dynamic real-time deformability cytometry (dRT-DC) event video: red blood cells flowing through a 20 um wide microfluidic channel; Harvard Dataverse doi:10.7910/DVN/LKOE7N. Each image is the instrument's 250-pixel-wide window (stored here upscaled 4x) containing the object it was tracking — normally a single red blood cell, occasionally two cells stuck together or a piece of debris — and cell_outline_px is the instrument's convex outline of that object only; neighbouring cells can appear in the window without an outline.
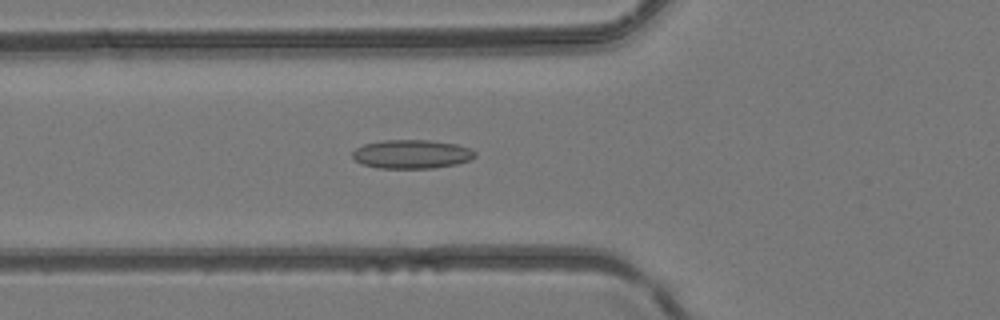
{"species": "common noctule bat (a hibernating species)", "species_latin": "Nyctalus noctula", "temperature_condition": "room temperature", "stored_images_in_passage": 38, "camera_frame_rate_fps": 3000, "um_per_image_px": 0.085, "animal": {"sex": "female", "body_mass_g": 24.6, "forearm_length_mm": 56.2}, "frame": {"image": 1, "passage_image": 10, "time_ms": 3.0, "image_size_px": [1000, 320], "cell_outline_px": [[476, 156], [472, 160], [456, 164], [432, 168], [376, 168], [364, 164], [356, 160], [352, 156], [352, 152], [356, 148], [364, 144], [384, 140], [428, 140], [456, 144], [468, 148], [476, 152]], "centroid_in_image_um": [35.01, 13.1], "position_along_channel_um": 90.8, "area_um2": 20.52}}
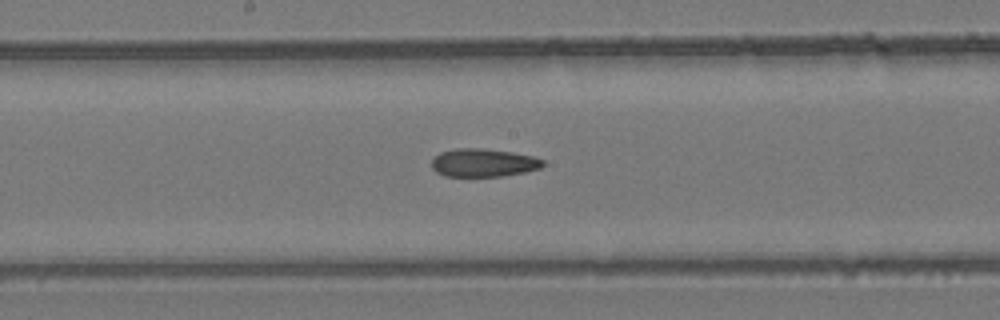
{"frame": {"image": 2, "passage_image": 18, "time_ms": 5.667, "image_size_px": [1000, 320], "cell_outline_px": [[544, 164], [540, 168], [524, 172], [504, 176], [444, 176], [436, 172], [432, 168], [432, 160], [440, 152], [456, 148], [480, 148], [512, 152], [532, 156], [544, 160]], "centroid_in_image_um": [41.08, 13.83], "position_along_channel_um": 207.1, "area_um2": 18.21}}
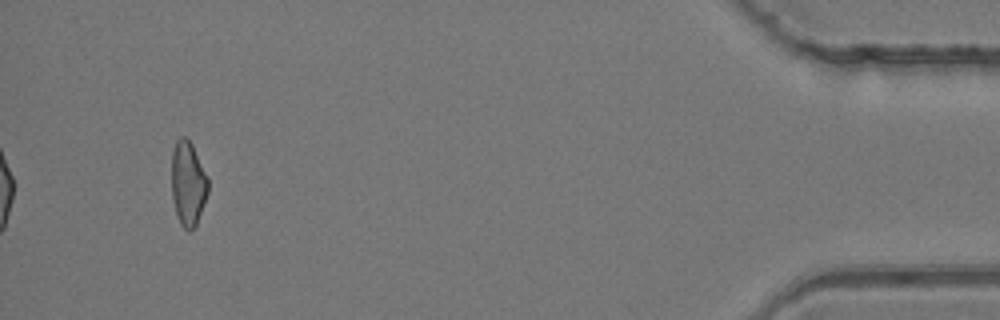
{"frame": {"image": 3, "passage_image": 38, "time_ms": 12.333, "image_size_px": [1000, 320], "cell_outline_px": [[208, 192], [196, 224], [188, 232], [180, 224], [172, 200], [172, 152], [176, 140], [180, 136], [184, 136], [192, 144], [208, 176]], "centroid_in_image_um": [15.98, 15.57], "position_along_channel_um": 419.2, "area_um2": 17.92}}